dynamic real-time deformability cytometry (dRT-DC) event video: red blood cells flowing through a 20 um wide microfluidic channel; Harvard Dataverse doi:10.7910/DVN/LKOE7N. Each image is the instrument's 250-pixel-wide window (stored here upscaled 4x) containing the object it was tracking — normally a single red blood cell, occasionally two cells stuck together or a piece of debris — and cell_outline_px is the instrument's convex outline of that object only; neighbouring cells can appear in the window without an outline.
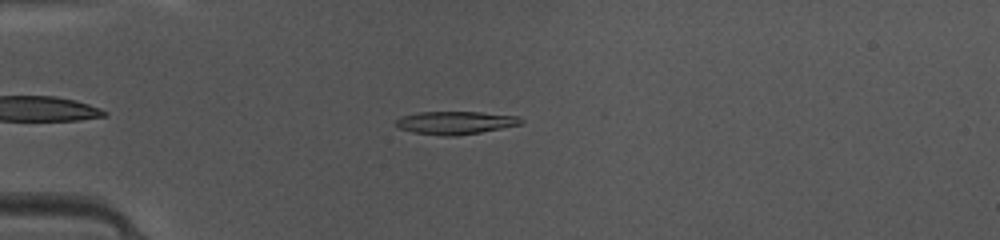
{"species": "common noctule bat (a hibernating species)", "species_latin": "Nyctalus noctula", "temperature_condition": "warm", "stored_images_in_passage": 8, "camera_frame_rate_fps": 3000, "um_per_image_px": 0.085, "animal": {"sex": "female", "body_mass_g": 10.0, "forearm_length_mm": 53.1}, "frame": {"image": 1, "passage_image": 1, "time_ms": 0.0, "image_size_px": [1000, 240], "cell_outline_px": [[524, 120], [520, 124], [480, 132], [456, 136], [444, 136], [412, 132], [400, 128], [396, 124], [396, 120], [400, 116], [420, 112], [480, 112], [520, 116]], "centroid_in_image_um": [38.7, 10.42], "position_along_channel_um": 46.3, "area_um2": 16.65}}
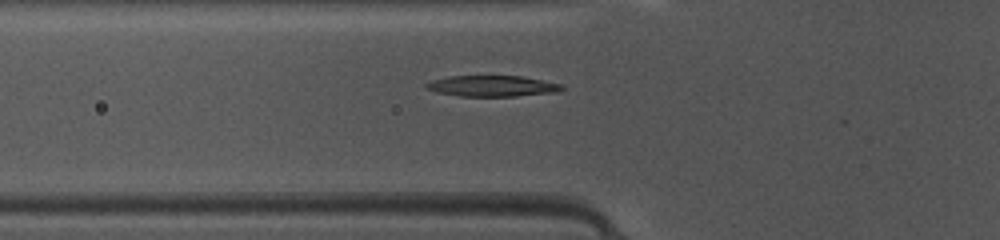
{"frame": {"image": 2, "passage_image": 5, "time_ms": 1.333, "image_size_px": [1000, 240], "cell_outline_px": [[564, 88], [556, 92], [516, 96], [460, 96], [436, 92], [428, 88], [424, 84], [432, 80], [448, 76], [520, 76], [564, 84]], "centroid_in_image_um": [41.85, 7.31], "position_along_channel_um": 83.9, "area_um2": 16.47}}